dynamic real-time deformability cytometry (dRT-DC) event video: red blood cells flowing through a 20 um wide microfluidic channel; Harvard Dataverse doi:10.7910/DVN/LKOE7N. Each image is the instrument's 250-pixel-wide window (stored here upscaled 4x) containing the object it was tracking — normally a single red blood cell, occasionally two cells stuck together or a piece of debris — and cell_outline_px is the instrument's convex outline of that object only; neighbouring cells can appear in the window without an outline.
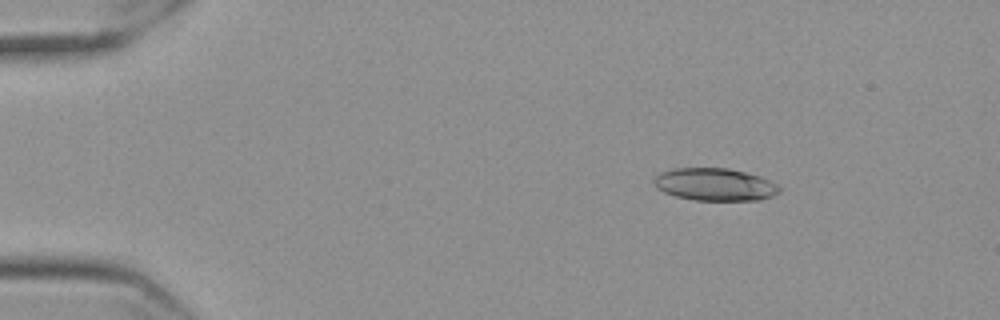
{"species": "Egyptian fruit bat (a non-hibernating species)", "species_latin": "Rousettus aegyptiacus", "temperature_condition": "cold", "stored_images_in_passage": 12, "camera_frame_rate_fps": 3000, "um_per_image_px": 0.085, "frame": {"image": 1, "passage_image": 2, "time_ms": 0.333, "image_size_px": [1000, 320], "cell_outline_px": [[780, 192], [772, 196], [760, 200], [696, 200], [676, 196], [664, 192], [656, 188], [652, 180], [660, 172], [672, 168], [728, 168], [760, 176], [776, 184], [780, 188]], "centroid_in_image_um": [60.74, 15.67], "position_along_channel_um": 24.3, "area_um2": 23.76}}
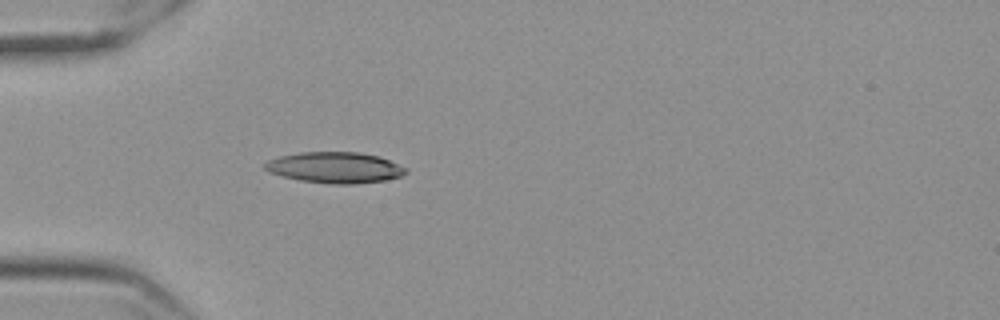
{"frame": {"image": 2, "passage_image": 11, "time_ms": 3.333, "image_size_px": [1000, 320], "cell_outline_px": [[408, 172], [400, 176], [384, 180], [356, 184], [332, 184], [300, 180], [268, 172], [264, 168], [264, 164], [268, 160], [280, 156], [300, 152], [360, 152], [380, 156], [408, 168]], "centroid_in_image_um": [28.49, 14.23], "position_along_channel_um": 56.5, "area_um2": 25.49}}